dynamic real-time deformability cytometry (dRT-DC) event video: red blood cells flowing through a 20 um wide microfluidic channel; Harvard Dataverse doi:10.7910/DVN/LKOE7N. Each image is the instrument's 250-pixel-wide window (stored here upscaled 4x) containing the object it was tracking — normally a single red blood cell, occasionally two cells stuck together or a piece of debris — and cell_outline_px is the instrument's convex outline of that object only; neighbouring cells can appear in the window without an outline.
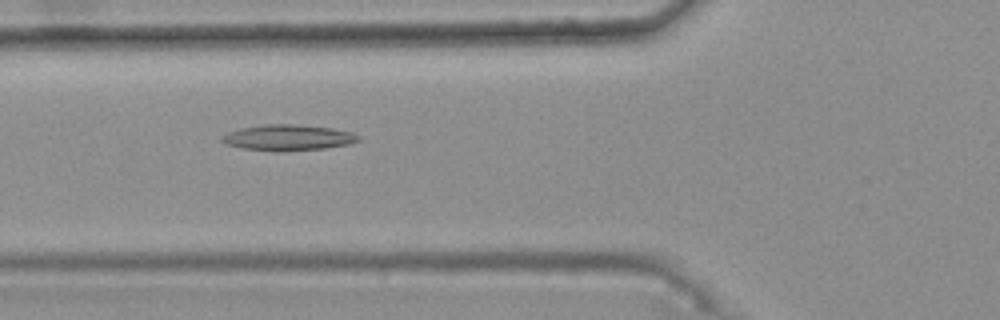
{"species": "common noctule bat (a hibernating species)", "species_latin": "Nyctalus noctula", "temperature_condition": "warm", "stored_images_in_passage": 49, "camera_frame_rate_fps": 3000, "um_per_image_px": 0.085, "animal": {"sex": "female", "body_mass_g": 25.1}, "frame": {"image": 1, "passage_image": 20, "time_ms": 6.333, "image_size_px": [1000, 320], "cell_outline_px": [[360, 140], [348, 144], [324, 148], [284, 152], [280, 152], [244, 148], [224, 144], [220, 140], [220, 136], [228, 132], [240, 128], [264, 124], [296, 124], [332, 128], [352, 132], [360, 136]], "centroid_in_image_um": [24.45, 11.69], "position_along_channel_um": 101.3, "area_um2": 20.75}}
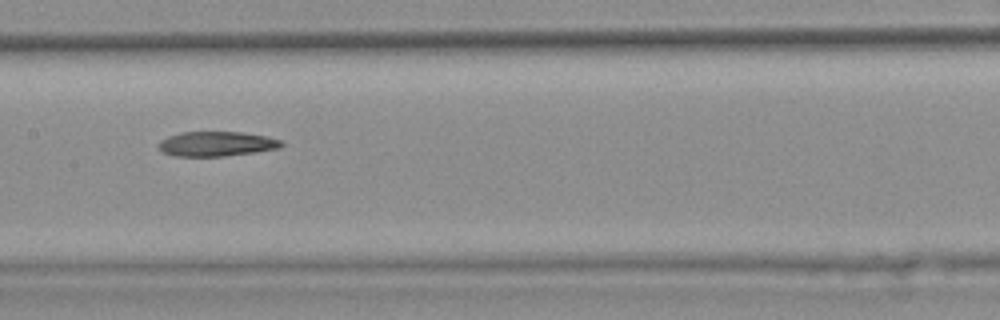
{"frame": {"image": 2, "passage_image": 27, "time_ms": 8.667, "image_size_px": [1000, 320], "cell_outline_px": [[284, 144], [280, 148], [224, 156], [172, 156], [164, 152], [156, 144], [160, 140], [168, 136], [180, 132], [240, 132], [268, 136], [280, 140]], "centroid_in_image_um": [18.38, 12.22], "position_along_channel_um": 189.0, "area_um2": 17.69}}
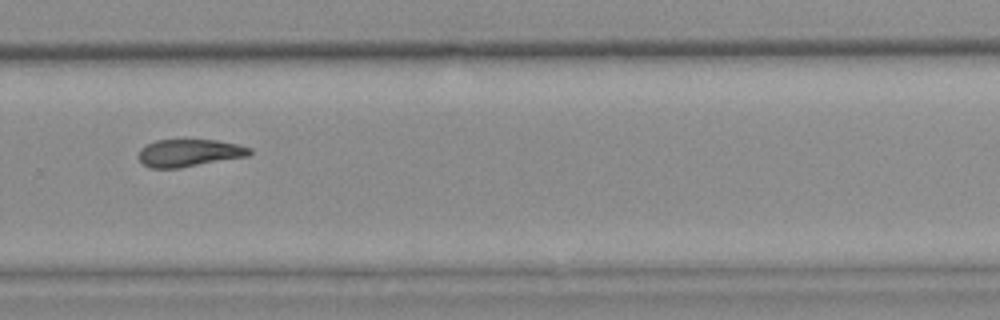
{"frame": {"image": 3, "passage_image": 37, "time_ms": 12.0, "image_size_px": [1000, 320], "cell_outline_px": [[252, 152], [248, 156], [180, 168], [148, 168], [140, 160], [140, 148], [156, 140], [216, 140], [240, 144], [252, 148]], "centroid_in_image_um": [16.13, 13.0], "position_along_channel_um": 313.7, "area_um2": 17.74}, "authors_computed_cell_mechanics": {"area_um2": 18.8428, "velocity_mm_per_s": 3.7511, "shape_relaxation_time_tau1_ms": null, "shape_relaxation_time_tau2_ms": 6.1504, "deformation_change_tau1": null, "deformation_change_tau2": 0.1472}}